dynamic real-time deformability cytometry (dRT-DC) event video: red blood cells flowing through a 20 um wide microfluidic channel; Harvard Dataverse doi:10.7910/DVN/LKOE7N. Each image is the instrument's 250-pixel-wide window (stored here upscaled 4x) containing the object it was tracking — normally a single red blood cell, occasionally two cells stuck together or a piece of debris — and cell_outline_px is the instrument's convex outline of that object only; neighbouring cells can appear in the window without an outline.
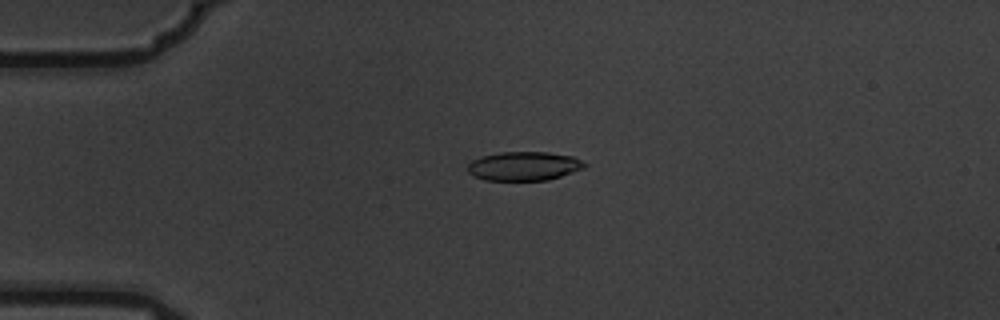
{"species": "common noctule bat (a hibernating species)", "species_latin": "Nyctalus noctula", "temperature_condition": "warm", "stored_images_in_passage": 3, "camera_frame_rate_fps": 3000, "um_per_image_px": 0.085, "animal": {"sex": "male", "body_mass_g": 19.5, "forearm_length_mm": 54.6}, "frame": {"image": 1, "passage_image": 1, "time_ms": 0.0, "image_size_px": [1000, 320], "cell_outline_px": [[588, 164], [584, 168], [548, 180], [484, 180], [468, 172], [468, 164], [472, 160], [480, 156], [500, 152], [548, 152], [572, 156]], "centroid_in_image_um": [44.53, 14.11], "position_along_channel_um": 40.5, "area_um2": 19.65}}
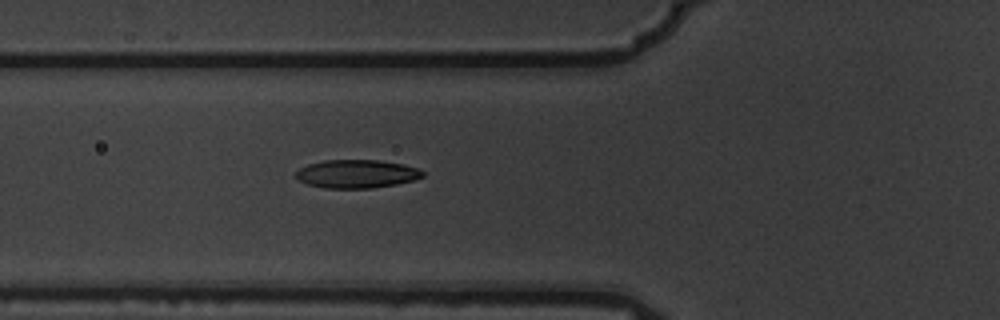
{"frame": {"image": 2, "passage_image": 3, "time_ms": 0.667, "image_size_px": [1000, 320], "cell_outline_px": [[424, 176], [412, 180], [396, 184], [372, 188], [324, 188], [308, 184], [296, 180], [296, 172], [300, 168], [308, 164], [324, 160], [380, 160], [404, 164], [420, 168], [424, 172]], "centroid_in_image_um": [30.32, 14.77], "position_along_channel_um": 95.5, "area_um2": 21.04}}